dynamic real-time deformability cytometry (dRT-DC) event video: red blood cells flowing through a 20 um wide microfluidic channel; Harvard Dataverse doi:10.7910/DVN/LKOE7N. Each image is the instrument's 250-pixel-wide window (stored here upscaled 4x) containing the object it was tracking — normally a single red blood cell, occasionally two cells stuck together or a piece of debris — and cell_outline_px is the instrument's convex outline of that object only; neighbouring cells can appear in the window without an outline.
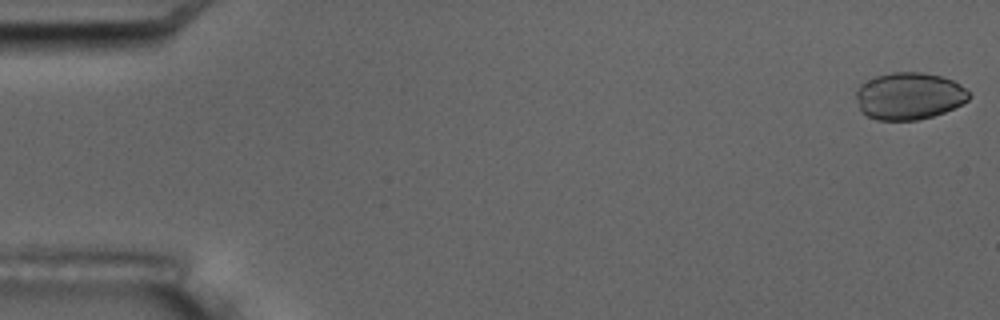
{"species": "common noctule bat (a hibernating species)", "species_latin": "Nyctalus noctula", "temperature_condition": "room temperature", "stored_images_in_passage": 6, "camera_frame_rate_fps": 3000, "um_per_image_px": 0.085, "animal": {"sex": "male", "body_mass_g": 17.5, "forearm_length_mm": 52.3}, "frame": {"image": 1, "passage_image": 1, "time_ms": 0.0, "image_size_px": [1000, 320], "cell_outline_px": [[972, 96], [968, 100], [944, 112], [932, 116], [916, 120], [876, 120], [860, 112], [856, 96], [856, 88], [860, 84], [876, 76], [892, 72], [920, 72], [940, 76], [952, 80], [960, 84]], "centroid_in_image_um": [77.24, 8.16], "position_along_channel_um": 7.8, "area_um2": 30.98}}